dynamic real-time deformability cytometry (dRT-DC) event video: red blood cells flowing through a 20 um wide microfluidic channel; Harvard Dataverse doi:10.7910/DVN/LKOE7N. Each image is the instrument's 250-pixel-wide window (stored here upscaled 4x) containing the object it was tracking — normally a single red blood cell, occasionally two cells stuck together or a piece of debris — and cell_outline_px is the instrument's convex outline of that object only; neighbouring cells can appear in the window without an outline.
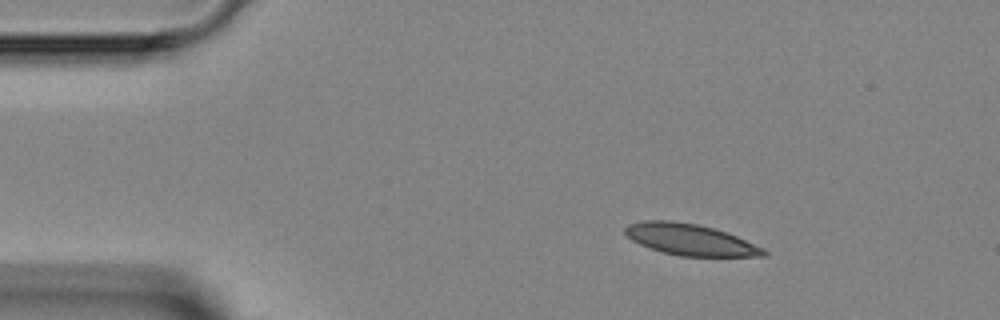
{"species": "Egyptian fruit bat (a non-hibernating species)", "species_latin": "Rousettus aegyptiacus", "temperature_condition": "room temperature", "stored_images_in_passage": 4, "camera_frame_rate_fps": 3000, "um_per_image_px": 0.085, "animal": {"sex": "female"}, "frame": {"image": 1, "passage_image": 1, "time_ms": 0.0, "image_size_px": [1000, 320], "cell_outline_px": [[768, 256], [680, 256], [660, 252], [640, 244], [632, 240], [624, 232], [624, 228], [628, 224], [644, 220], [672, 220], [696, 224], [712, 228], [736, 236], [764, 248], [768, 252]], "centroid_in_image_um": [58.64, 20.37], "position_along_channel_um": 26.4, "area_um2": 25.2}}
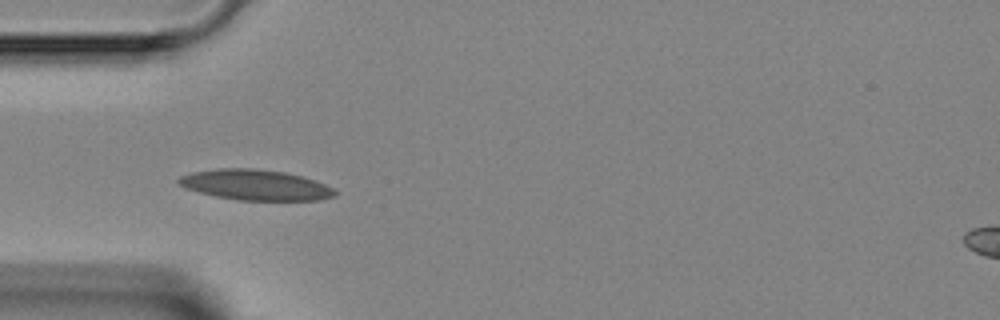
{"frame": {"image": 2, "passage_image": 3, "time_ms": 2.333, "image_size_px": [1000, 320], "cell_outline_px": [[336, 196], [320, 200], [236, 200], [216, 196], [184, 188], [176, 180], [180, 176], [192, 172], [220, 168], [256, 168], [284, 172], [304, 176], [316, 180], [332, 188], [336, 192]], "centroid_in_image_um": [21.72, 15.71], "position_along_channel_um": 63.3, "area_um2": 27.86}}
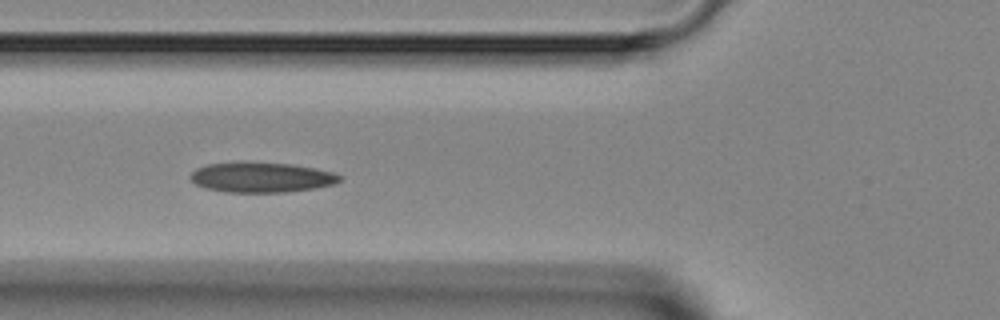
{"frame": {"image": 3, "passage_image": 4, "time_ms": 3.333, "image_size_px": [1000, 320], "cell_outline_px": [[340, 180], [336, 184], [316, 188], [288, 192], [224, 192], [204, 188], [196, 184], [188, 176], [196, 168], [208, 164], [236, 160], [240, 160], [292, 164], [316, 168], [332, 172], [340, 176]], "centroid_in_image_um": [22.18, 15.05], "position_along_channel_um": 103.6, "area_um2": 26.88}}